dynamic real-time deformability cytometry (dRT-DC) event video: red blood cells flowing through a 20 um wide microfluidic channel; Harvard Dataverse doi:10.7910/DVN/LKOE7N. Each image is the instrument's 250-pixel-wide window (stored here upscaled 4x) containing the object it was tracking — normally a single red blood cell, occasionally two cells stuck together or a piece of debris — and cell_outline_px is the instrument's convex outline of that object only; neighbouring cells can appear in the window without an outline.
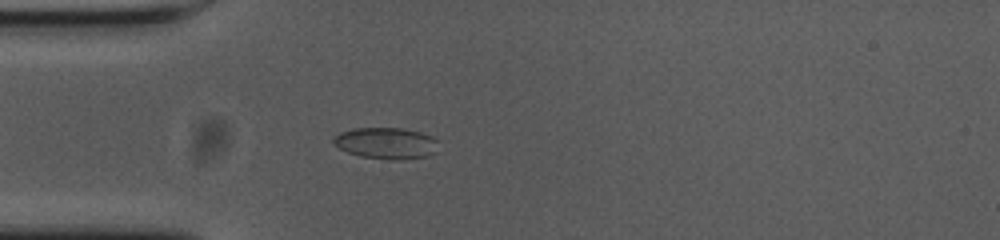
{"species": "common noctule bat (a hibernating species)", "species_latin": "Nyctalus noctula", "temperature_condition": "cold", "stored_images_in_passage": 41, "camera_frame_rate_fps": 3000, "um_per_image_px": 0.085, "animal": {"sex": "female", "body_mass_g": 23.0, "forearm_length_mm": 53.4}, "frame": {"image": 1, "passage_image": 1, "time_ms": 0.0, "image_size_px": [1000, 240], "cell_outline_px": [[436, 152], [428, 156], [396, 160], [388, 160], [360, 156], [348, 152], [340, 148], [332, 140], [340, 132], [356, 128], [400, 128], [420, 132], [432, 136], [436, 140]], "centroid_in_image_um": [32.84, 12.17], "position_along_channel_um": 52.2, "area_um2": 19.02}}
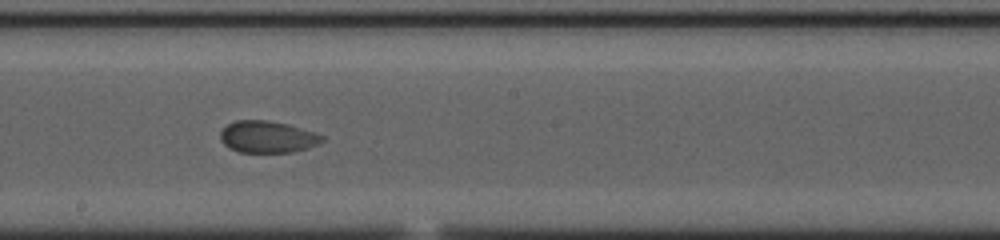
{"frame": {"image": 2, "passage_image": 16, "time_ms": 5.0, "image_size_px": [1000, 240], "cell_outline_px": [[324, 140], [308, 148], [292, 152], [240, 152], [228, 148], [220, 140], [220, 132], [228, 124], [236, 120], [268, 120], [288, 124], [316, 132], [324, 136]], "centroid_in_image_um": [22.73, 11.63], "position_along_channel_um": 225.5, "area_um2": 18.96}}
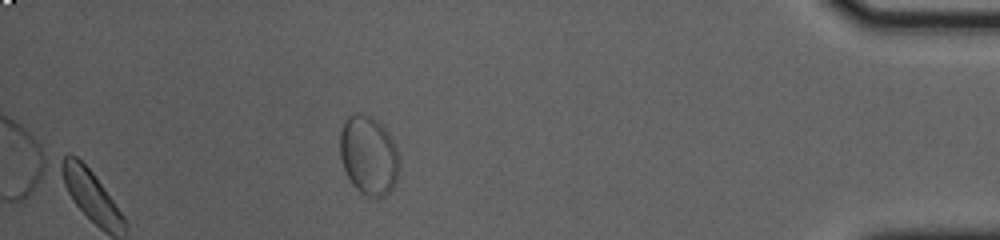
{"frame": {"image": 3, "passage_image": 35, "time_ms": 11.333, "image_size_px": [1000, 240], "cell_outline_px": [[396, 180], [392, 188], [384, 196], [368, 196], [360, 192], [352, 184], [344, 168], [340, 156], [340, 128], [344, 120], [348, 116], [356, 112], [372, 116], [384, 128], [392, 140], [396, 148]], "centroid_in_image_um": [31.27, 13.16], "position_along_channel_um": 403.9, "area_um2": 26.76}}